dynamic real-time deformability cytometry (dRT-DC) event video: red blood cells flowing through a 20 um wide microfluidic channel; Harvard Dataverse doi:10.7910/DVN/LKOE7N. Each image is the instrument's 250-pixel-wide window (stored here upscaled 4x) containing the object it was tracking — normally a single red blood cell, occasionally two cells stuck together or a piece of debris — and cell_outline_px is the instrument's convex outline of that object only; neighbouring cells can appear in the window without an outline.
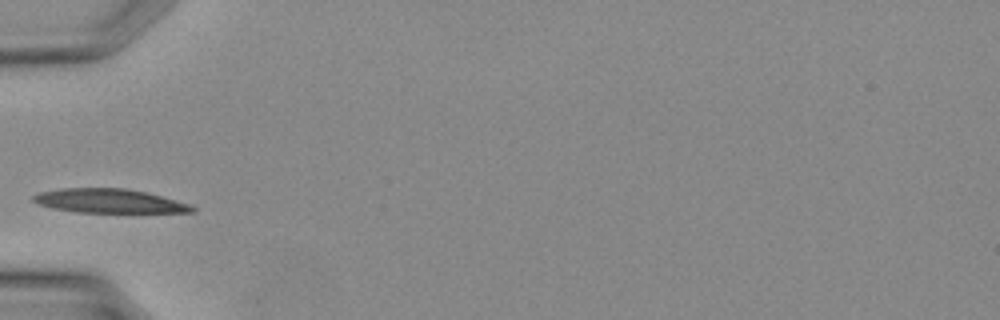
{"species": "Egyptian fruit bat (a non-hibernating species)", "species_latin": "Rousettus aegyptiacus", "temperature_condition": "warm", "stored_images_in_passage": 25, "camera_frame_rate_fps": 3000, "um_per_image_px": 0.085, "animal": {"sex": "female"}, "frame": {"image": 1, "passage_image": 1, "time_ms": 0.0, "image_size_px": [1000, 320], "cell_outline_px": [[196, 212], [76, 212], [52, 208], [40, 204], [32, 200], [32, 196], [40, 192], [64, 188], [124, 188], [148, 192], [188, 204], [196, 208]], "centroid_in_image_um": [9.27, 17.08], "position_along_channel_um": 75.7, "area_um2": 22.02}}